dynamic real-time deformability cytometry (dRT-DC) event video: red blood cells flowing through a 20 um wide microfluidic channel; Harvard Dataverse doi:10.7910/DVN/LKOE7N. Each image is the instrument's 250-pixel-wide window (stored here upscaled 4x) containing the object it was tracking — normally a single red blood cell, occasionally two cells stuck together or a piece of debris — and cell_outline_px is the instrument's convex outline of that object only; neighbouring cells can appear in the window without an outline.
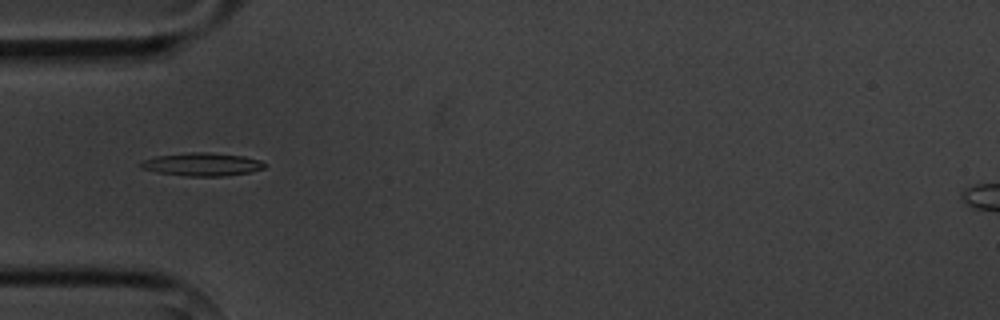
{"species": "common noctule bat (a hibernating species)", "species_latin": "Nyctalus noctula", "temperature_condition": "cold", "stored_images_in_passage": 4, "camera_frame_rate_fps": 3000, "um_per_image_px": 0.085, "animal": {"sex": "male", "body_mass_g": 20.1, "forearm_length_mm": 53.5}, "frame": {"image": 1, "passage_image": 4, "time_ms": 3.333, "image_size_px": [1000, 320], "cell_outline_px": [[268, 164], [264, 168], [248, 172], [224, 176], [188, 176], [156, 172], [140, 168], [140, 164], [144, 160], [156, 156], [192, 152], [208, 152], [244, 156], [260, 160]], "centroid_in_image_um": [17.19, 13.97], "position_along_channel_um": 67.8, "area_um2": 16.59}}